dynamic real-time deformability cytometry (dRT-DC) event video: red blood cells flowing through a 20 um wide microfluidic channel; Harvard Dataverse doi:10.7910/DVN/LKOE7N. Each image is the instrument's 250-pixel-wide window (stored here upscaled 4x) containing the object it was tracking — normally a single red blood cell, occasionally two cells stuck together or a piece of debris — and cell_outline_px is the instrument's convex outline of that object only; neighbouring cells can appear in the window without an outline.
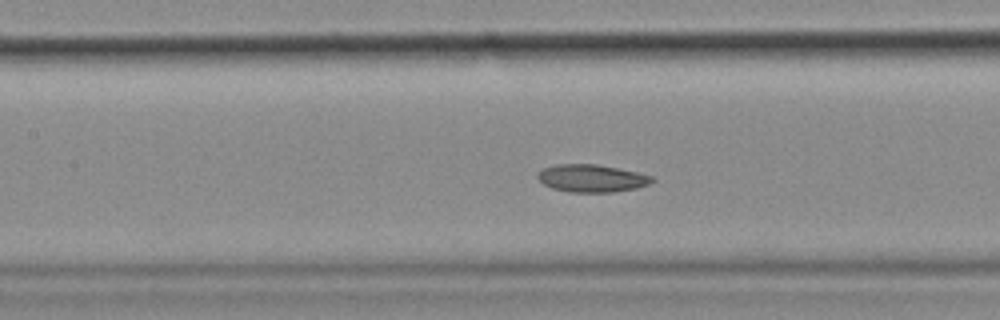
{"species": "common noctule bat (a hibernating species)", "species_latin": "Nyctalus noctula", "temperature_condition": "cold", "stored_images_in_passage": 12, "camera_frame_rate_fps": 3000, "um_per_image_px": 0.085, "animal": {"sex": "female", "body_mass_g": 18.4}, "frame": {"image": 1, "passage_image": 10, "time_ms": 3.0, "image_size_px": [1000, 320], "cell_outline_px": [[656, 180], [648, 184], [636, 188], [612, 192], [568, 192], [552, 188], [544, 184], [536, 176], [544, 168], [556, 164], [596, 164], [636, 172], [652, 176]], "centroid_in_image_um": [50.29, 15.16], "position_along_channel_um": 157.1, "area_um2": 18.21}}